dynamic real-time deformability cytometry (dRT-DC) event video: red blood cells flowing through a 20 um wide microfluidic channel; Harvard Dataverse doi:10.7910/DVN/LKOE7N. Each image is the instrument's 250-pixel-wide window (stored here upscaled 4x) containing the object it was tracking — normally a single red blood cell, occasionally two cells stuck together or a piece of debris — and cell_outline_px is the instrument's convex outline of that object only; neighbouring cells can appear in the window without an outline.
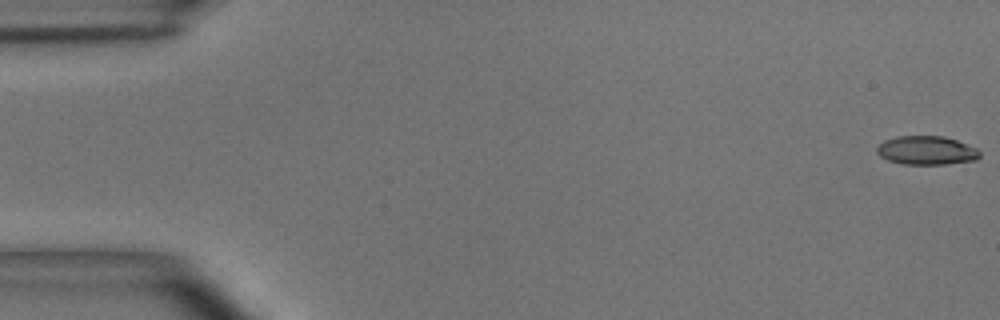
{"species": "common noctule bat (a hibernating species)", "species_latin": "Nyctalus noctula", "temperature_condition": "room temperature", "stored_images_in_passage": 55, "camera_frame_rate_fps": 3000, "um_per_image_px": 0.085, "animal": {"sex": "male", "body_mass_g": 15.6}, "frame": {"image": 1, "passage_image": 1, "time_ms": 0.0, "image_size_px": [1000, 320], "cell_outline_px": [[980, 156], [976, 160], [944, 164], [904, 164], [888, 160], [880, 156], [876, 152], [876, 148], [884, 140], [896, 136], [944, 136], [956, 140], [976, 148], [980, 152]], "centroid_in_image_um": [78.74, 12.78], "position_along_channel_um": 6.3, "area_um2": 17.17}}
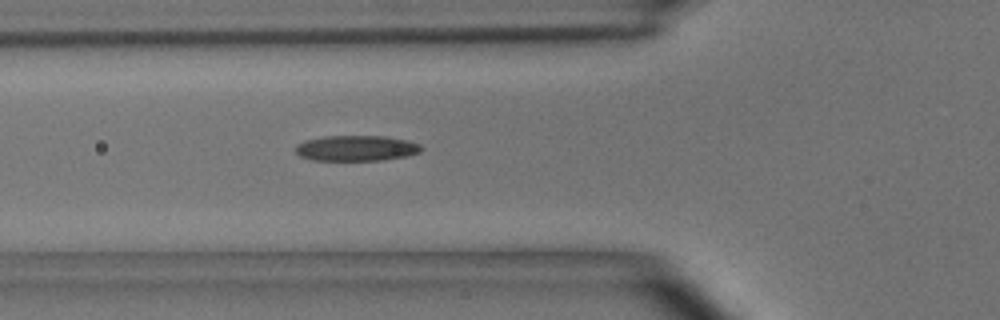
{"frame": {"image": 2, "passage_image": 20, "time_ms": 6.333, "image_size_px": [1000, 320], "cell_outline_px": [[424, 148], [420, 152], [408, 156], [384, 160], [312, 160], [300, 156], [296, 152], [296, 144], [304, 140], [324, 136], [384, 136], [408, 140], [420, 144]], "centroid_in_image_um": [30.31, 12.59], "position_along_channel_um": 95.5, "area_um2": 18.9}}
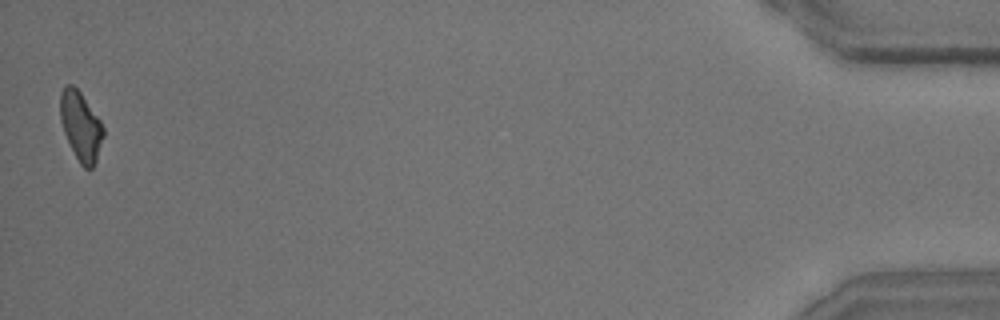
{"frame": {"image": 3, "passage_image": 55, "time_ms": 18.0, "image_size_px": [1000, 320], "cell_outline_px": [[104, 136], [96, 160], [92, 168], [84, 168], [80, 164], [64, 132], [60, 120], [60, 92], [68, 84], [72, 84], [80, 92], [100, 120], [104, 128]], "centroid_in_image_um": [6.87, 10.71], "position_along_channel_um": 428.3, "area_um2": 17.05}, "authors_computed_cell_mechanics": {"area_um2": 18.0336, "velocity_mm_per_s": 3.6366, "shape_relaxation_time_tau1_ms": 4.8498, "shape_relaxation_time_tau2_ms": 3.6986, "deformation_change_tau1": 0.1504, "deformation_change_tau2": 0.1176}}